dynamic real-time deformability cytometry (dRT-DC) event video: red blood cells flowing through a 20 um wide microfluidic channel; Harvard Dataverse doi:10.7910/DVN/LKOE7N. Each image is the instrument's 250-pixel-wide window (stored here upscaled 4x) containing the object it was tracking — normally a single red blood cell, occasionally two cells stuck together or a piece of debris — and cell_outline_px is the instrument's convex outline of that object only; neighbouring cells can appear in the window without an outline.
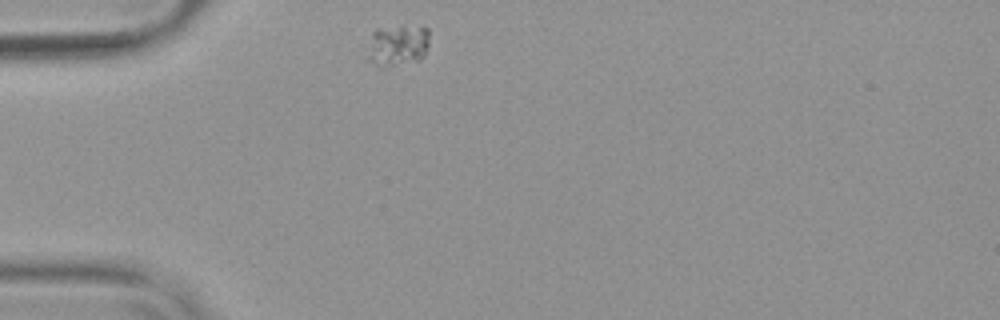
{"species": "common noctule bat (a hibernating species)", "species_latin": "Nyctalus noctula", "temperature_condition": "warm", "stored_images_in_passage": 42, "camera_frame_rate_fps": 3000, "um_per_image_px": 0.085, "animal": {"sex": "female", "body_mass_g": 19.9}, "frame": {"image": 1, "passage_image": 1, "time_ms": 0.0, "image_size_px": [1000, 320], "cell_outline_px": [[428, 44], [424, 56], [420, 60], [388, 68], [380, 68], [368, 56], [372, 32], [376, 28], [400, 24], [428, 28]], "centroid_in_image_um": [33.82, 3.83], "position_along_channel_um": 51.2, "area_um2": 15.32}}
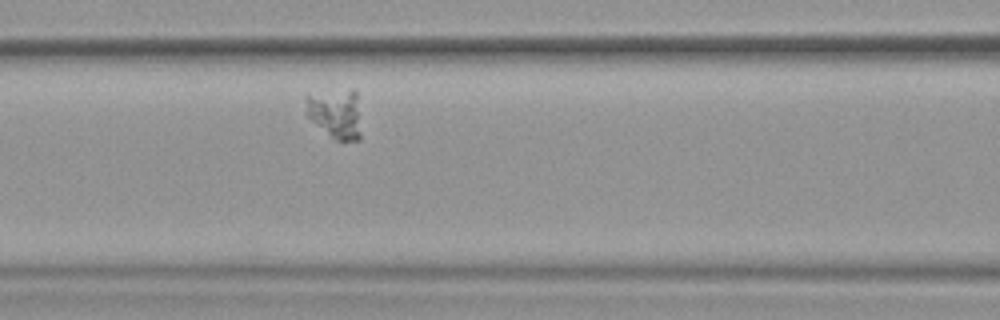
{"frame": {"image": 2, "passage_image": 10, "time_ms": 3.0, "image_size_px": [1000, 320], "cell_outline_px": [[360, 140], [336, 140], [312, 120], [304, 112], [304, 96], [352, 88], [356, 92], [360, 132]], "centroid_in_image_um": [28.5, 9.63], "position_along_channel_um": 138.1, "area_um2": 15.78}}
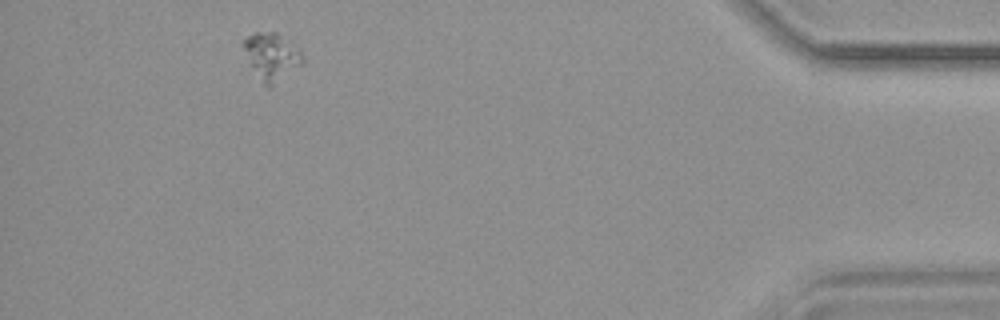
{"frame": {"image": 3, "passage_image": 38, "time_ms": 12.333, "image_size_px": [1000, 320], "cell_outline_px": [[304, 60], [300, 64], [272, 88], [268, 88], [264, 84], [252, 64], [244, 48], [244, 40], [248, 36], [256, 32], [276, 32], [300, 48], [304, 56]], "centroid_in_image_um": [23.16, 4.79], "position_along_channel_um": 412.0, "area_um2": 15.72}}